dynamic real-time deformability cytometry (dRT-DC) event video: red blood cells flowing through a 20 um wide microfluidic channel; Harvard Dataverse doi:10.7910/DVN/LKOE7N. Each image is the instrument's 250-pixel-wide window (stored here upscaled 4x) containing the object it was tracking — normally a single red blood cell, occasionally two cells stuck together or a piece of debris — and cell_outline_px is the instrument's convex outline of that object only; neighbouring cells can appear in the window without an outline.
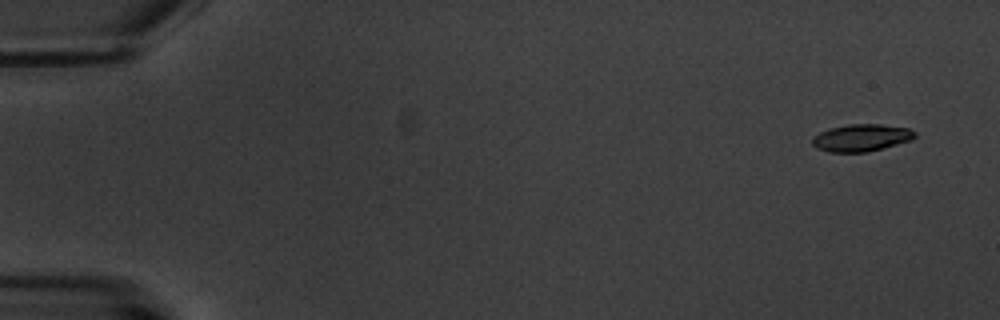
{"species": "common noctule bat (a hibernating species)", "species_latin": "Nyctalus noctula", "temperature_condition": "warm", "stored_images_in_passage": 6, "camera_frame_rate_fps": 3000, "um_per_image_px": 0.085, "animal": {"sex": "male", "body_mass_g": 20.1, "forearm_length_mm": 53.5}, "frame": {"image": 1, "passage_image": 1, "time_ms": 0.0, "image_size_px": [1000, 320], "cell_outline_px": [[916, 136], [912, 140], [868, 152], [828, 152], [816, 148], [812, 144], [812, 140], [820, 132], [828, 128], [848, 124], [880, 124], [908, 128], [916, 132]], "centroid_in_image_um": [73.22, 11.71], "position_along_channel_um": 11.8, "area_um2": 16.3}}
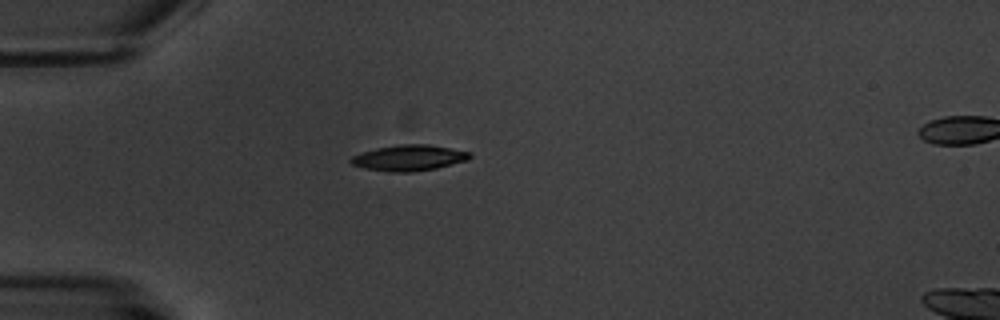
{"frame": {"image": 2, "passage_image": 5, "time_ms": 4.667, "image_size_px": [1000, 320], "cell_outline_px": [[472, 156], [468, 160], [436, 168], [412, 172], [388, 172], [364, 168], [352, 164], [348, 160], [352, 156], [376, 148], [396, 144], [428, 144], [472, 152]], "centroid_in_image_um": [34.77, 13.41], "position_along_channel_um": 50.2, "area_um2": 17.98}}